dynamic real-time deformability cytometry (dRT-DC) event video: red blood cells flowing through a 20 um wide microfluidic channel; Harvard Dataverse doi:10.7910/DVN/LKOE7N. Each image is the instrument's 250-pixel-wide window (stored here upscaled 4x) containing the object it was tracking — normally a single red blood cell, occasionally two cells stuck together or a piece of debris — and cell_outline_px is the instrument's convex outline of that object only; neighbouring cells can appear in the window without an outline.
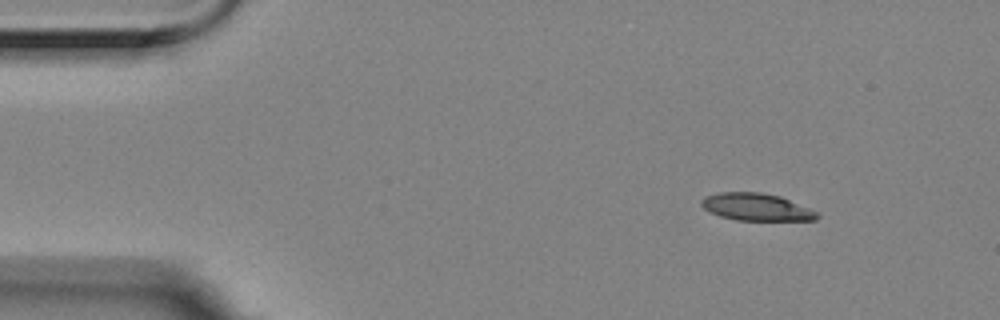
{"species": "Egyptian fruit bat (a non-hibernating species)", "species_latin": "Rousettus aegyptiacus", "temperature_condition": "room temperature", "stored_images_in_passage": 5, "camera_frame_rate_fps": 3000, "um_per_image_px": 0.085, "animal": {"sex": "female"}, "frame": {"image": 1, "passage_image": 1, "time_ms": 0.0, "image_size_px": [1000, 320], "cell_outline_px": [[820, 216], [816, 220], [736, 220], [720, 216], [704, 208], [700, 204], [700, 200], [704, 196], [720, 192], [760, 192], [780, 196], [820, 212]], "centroid_in_image_um": [64.31, 17.59], "position_along_channel_um": 20.7, "area_um2": 18.5}}
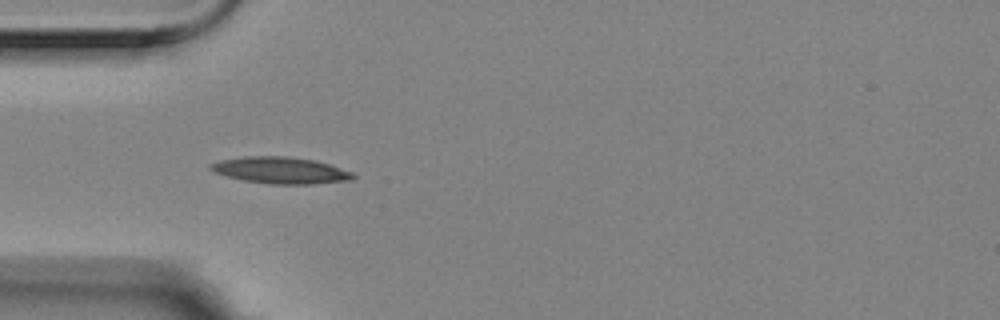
{"frame": {"image": 2, "passage_image": 4, "time_ms": 1.0, "image_size_px": [1000, 320], "cell_outline_px": [[356, 176], [352, 180], [312, 184], [268, 184], [244, 180], [228, 176], [216, 172], [208, 168], [208, 164], [220, 160], [244, 156], [288, 156], [316, 160], [352, 172]], "centroid_in_image_um": [23.85, 14.47], "position_along_channel_um": 61.1, "area_um2": 22.08}}
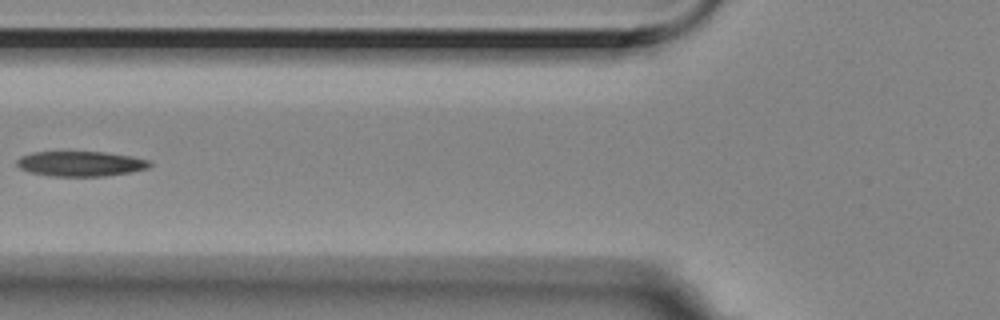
{"frame": {"image": 3, "passage_image": 5, "time_ms": 1.333, "image_size_px": [1000, 320], "cell_outline_px": [[152, 164], [148, 168], [128, 172], [104, 176], [52, 176], [32, 172], [20, 168], [16, 164], [16, 160], [20, 156], [32, 152], [104, 152], [132, 156], [148, 160]], "centroid_in_image_um": [6.84, 13.91], "position_along_channel_um": 119.0, "area_um2": 19.25}}